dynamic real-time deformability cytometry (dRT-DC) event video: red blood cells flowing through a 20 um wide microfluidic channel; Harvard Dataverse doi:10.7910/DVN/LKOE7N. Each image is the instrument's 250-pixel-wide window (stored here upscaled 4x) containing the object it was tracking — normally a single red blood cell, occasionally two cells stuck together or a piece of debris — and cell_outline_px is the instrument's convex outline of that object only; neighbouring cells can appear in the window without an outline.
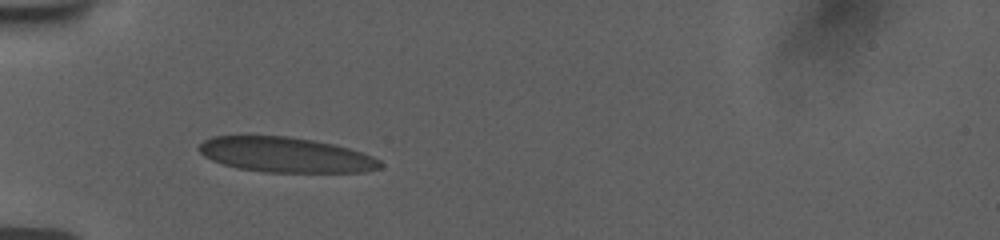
{"species": "human", "species_latin": "Homo sapiens", "temperature_condition": "room temperature", "stored_images_in_passage": 38, "camera_frame_rate_fps": 3000, "um_per_image_px": 0.085, "donor": {"sex": "female"}, "frame": {"image": 1, "passage_image": 1, "time_ms": 0.0, "image_size_px": [1000, 240], "cell_outline_px": [[384, 164], [380, 168], [364, 172], [264, 172], [240, 168], [224, 164], [212, 160], [204, 156], [196, 148], [204, 140], [212, 136], [288, 136], [336, 144], [372, 156], [380, 160]], "centroid_in_image_um": [24.29, 13.16], "position_along_channel_um": 60.7, "area_um2": 36.99}}
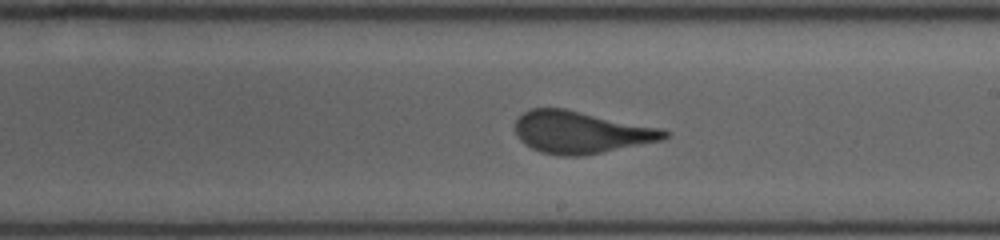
{"frame": {"image": 2, "passage_image": 16, "time_ms": 5.0, "image_size_px": [1000, 240], "cell_outline_px": [[672, 132], [664, 140], [584, 156], [560, 156], [540, 152], [524, 144], [516, 136], [516, 120], [524, 112], [532, 108], [564, 108], [664, 128]], "centroid_in_image_um": [49.43, 11.25], "position_along_channel_um": 239.6, "area_um2": 37.11}}
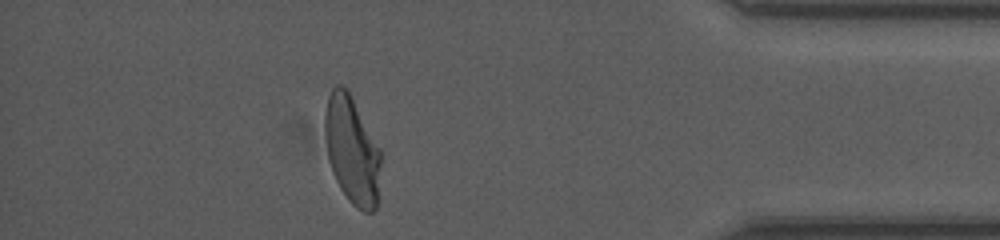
{"frame": {"image": 3, "passage_image": 32, "time_ms": 10.333, "image_size_px": [1000, 240], "cell_outline_px": [[380, 164], [376, 208], [372, 212], [364, 212], [356, 208], [348, 200], [340, 188], [332, 172], [328, 156], [324, 136], [324, 116], [328, 96], [332, 88], [336, 84], [340, 84], [348, 92], [380, 148]], "centroid_in_image_um": [29.89, 12.79], "position_along_channel_um": 405.3, "area_um2": 34.74}, "authors_computed_cell_mechanics": {"area_um2": 36.703, "velocity_mm_per_s": 3.7335, "shape_relaxation_time_tau1_ms": 6.7753, "shape_relaxation_time_tau2_ms": null, "deformation_change_tau1": 0.2017, "deformation_change_tau2": null}}